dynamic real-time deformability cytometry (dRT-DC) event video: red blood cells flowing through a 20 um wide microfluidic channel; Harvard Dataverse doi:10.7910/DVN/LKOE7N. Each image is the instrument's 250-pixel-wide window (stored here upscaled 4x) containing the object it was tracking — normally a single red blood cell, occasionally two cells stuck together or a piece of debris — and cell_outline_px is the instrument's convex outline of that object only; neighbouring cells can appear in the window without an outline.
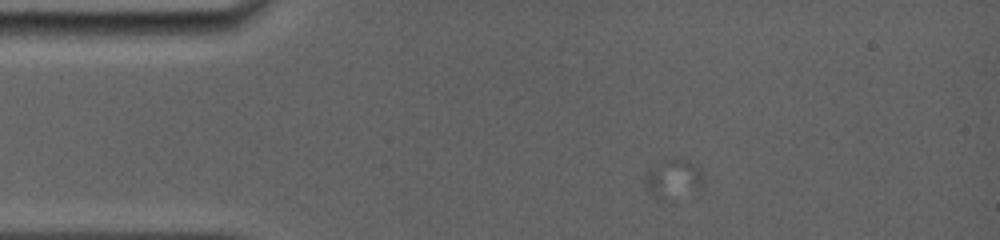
{"species": "common noctule bat (a hibernating species)", "species_latin": "Nyctalus noctula", "temperature_condition": "room temperature", "stored_images_in_passage": 4, "camera_frame_rate_fps": 5000, "um_per_image_px": 0.085, "animal": {"sex": "female", "body_mass_g": 19.0, "forearm_length_mm": 56.7}, "frame": {"image": 1, "passage_image": 2, "time_ms": 0.4, "image_size_px": [1000, 240], "cell_outline_px": [[704, 184], [664, 200], [656, 200], [652, 196], [644, 184], [644, 176], [648, 172], [660, 164], [668, 160], [688, 160], [700, 168], [704, 176]], "centroid_in_image_um": [57.21, 15.2], "position_along_channel_um": 27.8, "area_um2": 12.48}}